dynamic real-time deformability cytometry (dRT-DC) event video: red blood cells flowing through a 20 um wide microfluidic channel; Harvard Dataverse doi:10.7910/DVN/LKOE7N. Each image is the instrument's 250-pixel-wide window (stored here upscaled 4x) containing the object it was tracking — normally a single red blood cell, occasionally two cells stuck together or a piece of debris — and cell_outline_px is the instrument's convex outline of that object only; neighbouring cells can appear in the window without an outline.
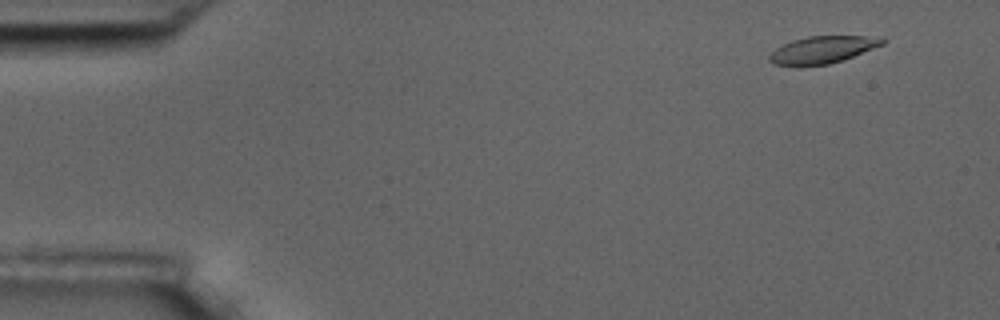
{"species": "common noctule bat (a hibernating species)", "species_latin": "Nyctalus noctula", "temperature_condition": "room temperature", "stored_images_in_passage": 9, "camera_frame_rate_fps": 3000, "um_per_image_px": 0.085, "animal": {"sex": "male", "body_mass_g": 17.5, "forearm_length_mm": 52.3}, "frame": {"image": 1, "passage_image": 2, "time_ms": 1.0, "image_size_px": [1000, 320], "cell_outline_px": [[888, 40], [884, 44], [844, 60], [828, 64], [800, 68], [772, 64], [768, 60], [768, 56], [776, 48], [792, 40], [808, 36], [884, 36]], "centroid_in_image_um": [69.92, 4.25], "position_along_channel_um": 15.1, "area_um2": 18.55}}
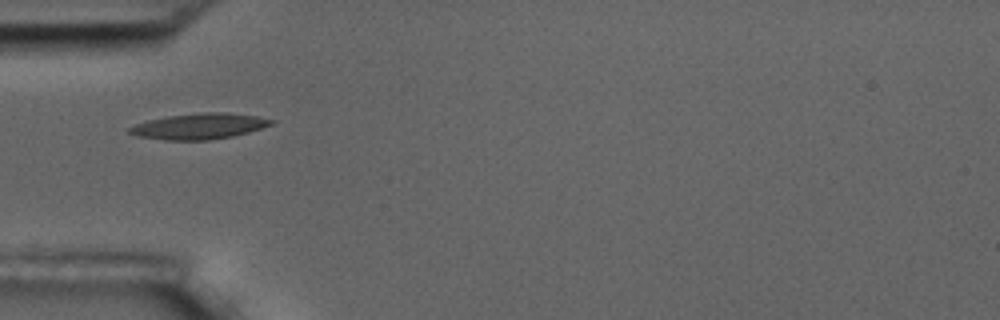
{"frame": {"image": 2, "passage_image": 6, "time_ms": 5.667, "image_size_px": [1000, 320], "cell_outline_px": [[276, 120], [272, 124], [248, 132], [232, 136], [208, 140], [164, 140], [136, 136], [128, 132], [128, 128], [136, 124], [148, 120], [168, 116], [204, 112], [228, 112], [256, 116]], "centroid_in_image_um": [16.92, 10.73], "position_along_channel_um": 68.1, "area_um2": 21.21}}
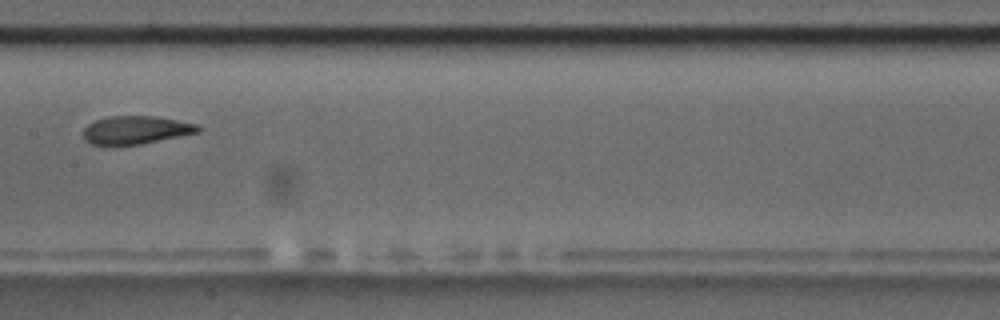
{"frame": {"image": 3, "passage_image": 9, "time_ms": 9.333, "image_size_px": [1000, 320], "cell_outline_px": [[200, 132], [140, 144], [108, 148], [92, 144], [84, 140], [84, 128], [88, 124], [96, 120], [108, 116], [152, 116], [176, 120], [196, 124], [200, 128]], "centroid_in_image_um": [11.47, 11.09], "position_along_channel_um": 195.9, "area_um2": 19.13}}